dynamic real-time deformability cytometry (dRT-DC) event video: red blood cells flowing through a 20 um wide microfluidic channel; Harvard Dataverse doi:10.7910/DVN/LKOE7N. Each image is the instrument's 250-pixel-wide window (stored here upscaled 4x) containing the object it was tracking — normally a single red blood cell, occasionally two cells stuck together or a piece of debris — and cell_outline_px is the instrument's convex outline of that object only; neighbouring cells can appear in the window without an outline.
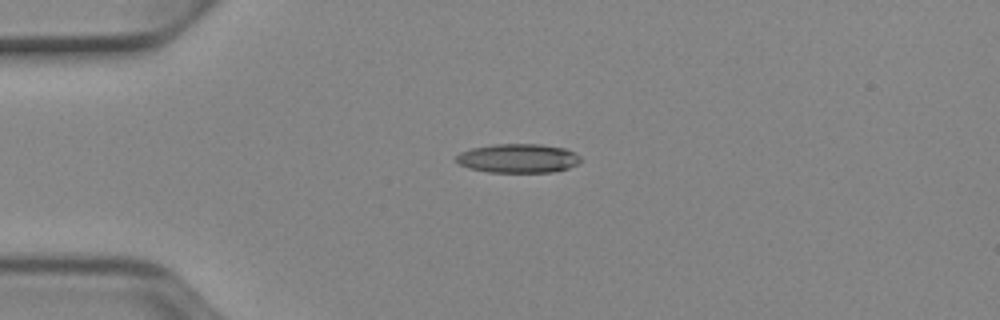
{"species": "Egyptian fruit bat (a non-hibernating species)", "species_latin": "Rousettus aegyptiacus", "temperature_condition": "cold", "stored_images_in_passage": 40, "camera_frame_rate_fps": 3000, "um_per_image_px": 0.085, "animal": {"sex": "female"}, "frame": {"image": 1, "passage_image": 1, "time_ms": 0.0, "image_size_px": [1000, 320], "cell_outline_px": [[580, 160], [576, 164], [568, 168], [552, 172], [488, 172], [468, 168], [460, 164], [456, 160], [456, 156], [460, 152], [472, 148], [496, 144], [540, 144], [564, 148], [580, 156]], "centroid_in_image_um": [44.01, 13.46], "position_along_channel_um": 41.0, "area_um2": 20.87}}
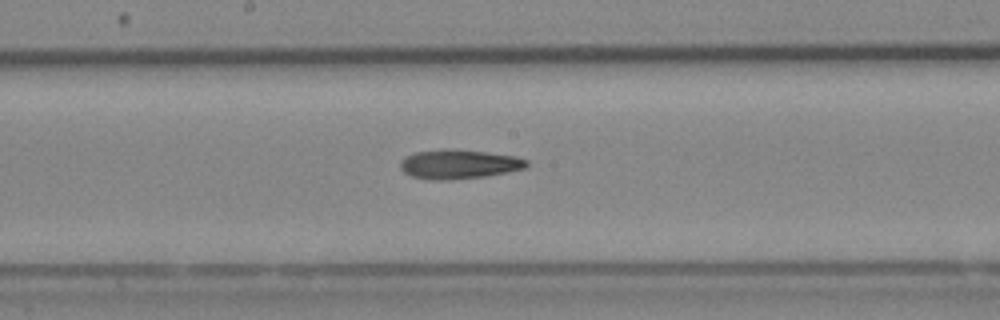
{"frame": {"image": 2, "passage_image": 16, "time_ms": 5.0, "image_size_px": [1000, 320], "cell_outline_px": [[528, 164], [524, 168], [484, 176], [448, 180], [428, 180], [412, 176], [404, 172], [400, 168], [400, 160], [404, 156], [416, 152], [440, 148], [444, 148], [484, 152], [516, 156], [528, 160]], "centroid_in_image_um": [38.93, 13.95], "position_along_channel_um": 209.3, "area_um2": 21.5}}
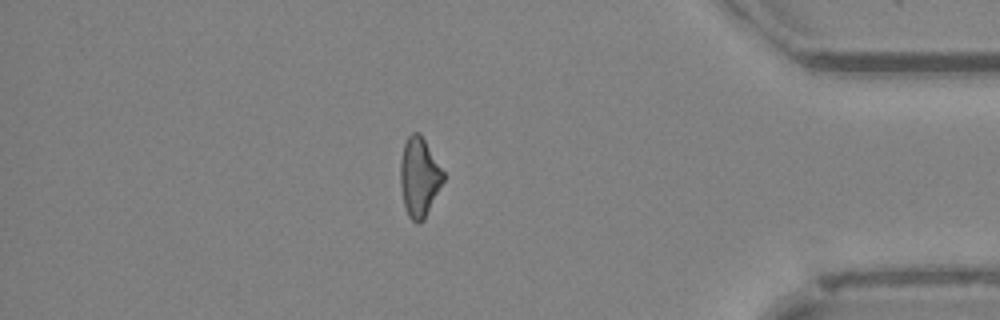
{"frame": {"image": 3, "passage_image": 33, "time_ms": 10.667, "image_size_px": [1000, 320], "cell_outline_px": [[444, 180], [424, 220], [420, 224], [416, 224], [408, 216], [404, 204], [400, 184], [400, 160], [404, 144], [408, 136], [412, 132], [420, 132], [444, 172]], "centroid_in_image_um": [35.63, 15.06], "position_along_channel_um": 399.6, "area_um2": 19.88}, "authors_computed_cell_mechanics": {"area_um2": 20.7213, "velocity_mm_per_s": 3.9301, "shape_relaxation_time_tau1_ms": null, "shape_relaxation_time_tau2_ms": 4.2662, "deformation_change_tau1": null, "deformation_change_tau2": 0.166}}